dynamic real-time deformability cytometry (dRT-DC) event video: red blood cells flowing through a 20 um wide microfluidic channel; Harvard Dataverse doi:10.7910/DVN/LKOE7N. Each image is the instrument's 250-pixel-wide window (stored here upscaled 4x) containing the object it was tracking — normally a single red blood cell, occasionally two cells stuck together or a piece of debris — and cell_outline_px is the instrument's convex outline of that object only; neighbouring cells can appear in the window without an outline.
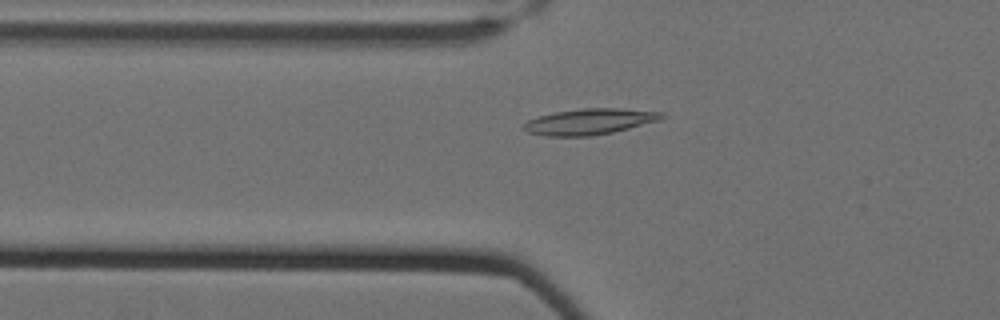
{"species": "Egyptian fruit bat (a non-hibernating species)", "species_latin": "Rousettus aegyptiacus", "temperature_condition": "cold", "stored_images_in_passage": 57, "camera_frame_rate_fps": 3000, "um_per_image_px": 0.085, "animal": {"sex": "female"}, "frame": {"image": 1, "passage_image": 20, "time_ms": 6.333, "image_size_px": [1000, 320], "cell_outline_px": [[664, 116], [660, 120], [612, 132], [592, 136], [548, 136], [528, 132], [520, 128], [520, 124], [528, 120], [540, 116], [556, 112], [584, 108], [620, 108], [664, 112]], "centroid_in_image_um": [50.08, 10.33], "position_along_channel_um": 75.7, "area_um2": 20.81}}
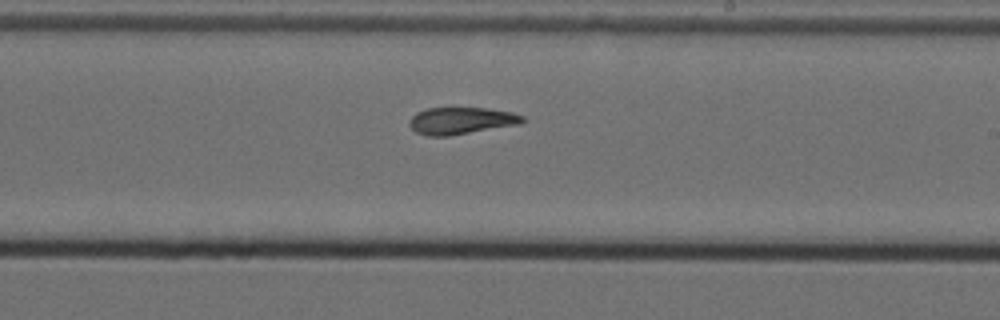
{"frame": {"image": 2, "passage_image": 35, "time_ms": 11.333, "image_size_px": [1000, 320], "cell_outline_px": [[528, 120], [520, 124], [448, 136], [428, 136], [416, 132], [408, 124], [408, 120], [416, 112], [424, 108], [488, 108], [512, 112], [524, 116]], "centroid_in_image_um": [39.2, 10.25], "position_along_channel_um": 249.8, "area_um2": 17.98}}
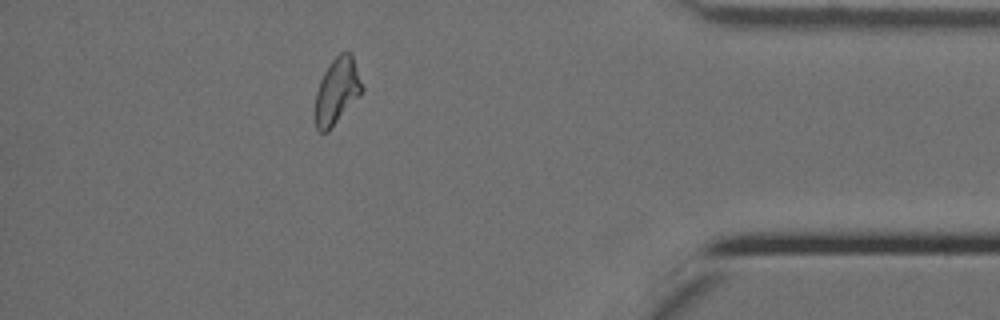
{"frame": {"image": 3, "passage_image": 51, "time_ms": 16.667, "image_size_px": [1000, 320], "cell_outline_px": [[364, 92], [328, 132], [320, 132], [316, 128], [316, 92], [320, 80], [324, 72], [332, 60], [340, 52], [352, 52], [364, 88]], "centroid_in_image_um": [28.68, 7.72], "position_along_channel_um": 406.5, "area_um2": 18.21}, "authors_computed_cell_mechanics": {"area_um2": 18.496, "velocity_mm_per_s": 3.4889, "shape_relaxation_time_tau1_ms": null, "shape_relaxation_time_tau2_ms": 3.2176, "deformation_change_tau1": null, "deformation_change_tau2": 0.1059}}